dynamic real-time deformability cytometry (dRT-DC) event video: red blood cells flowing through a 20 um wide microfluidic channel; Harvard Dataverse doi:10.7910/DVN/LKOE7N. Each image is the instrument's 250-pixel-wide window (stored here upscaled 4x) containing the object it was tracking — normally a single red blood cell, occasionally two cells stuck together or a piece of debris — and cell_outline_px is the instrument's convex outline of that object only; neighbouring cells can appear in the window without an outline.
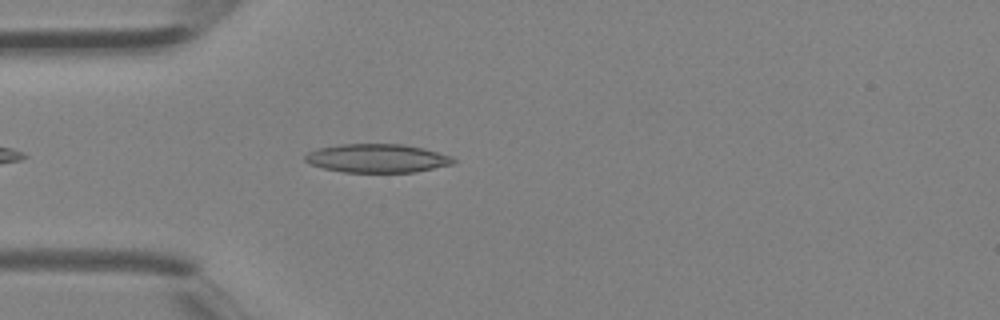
{"species": "Egyptian fruit bat (a non-hibernating species)", "species_latin": "Rousettus aegyptiacus", "temperature_condition": "room temperature", "stored_images_in_passage": 31, "camera_frame_rate_fps": 3000, "um_per_image_px": 0.085, "animal": {"sex": "female"}, "frame": {"image": 1, "passage_image": 3, "time_ms": 0.667, "image_size_px": [1000, 320], "cell_outline_px": [[456, 160], [452, 164], [416, 172], [344, 172], [324, 168], [308, 164], [304, 160], [304, 156], [308, 152], [320, 148], [340, 144], [400, 144], [424, 148], [452, 156]], "centroid_in_image_um": [32.05, 13.45], "position_along_channel_um": 52.9, "area_um2": 24.68}}
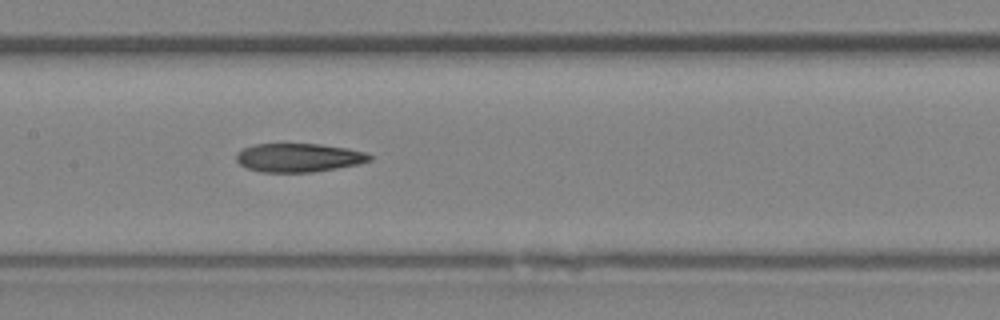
{"frame": {"image": 2, "passage_image": 11, "time_ms": 3.333, "image_size_px": [1000, 320], "cell_outline_px": [[372, 160], [360, 164], [312, 172], [260, 172], [248, 168], [240, 164], [236, 160], [236, 152], [252, 144], [320, 144], [348, 148], [364, 152], [372, 156]], "centroid_in_image_um": [25.39, 13.4], "position_along_channel_um": 182.0, "area_um2": 22.31}}
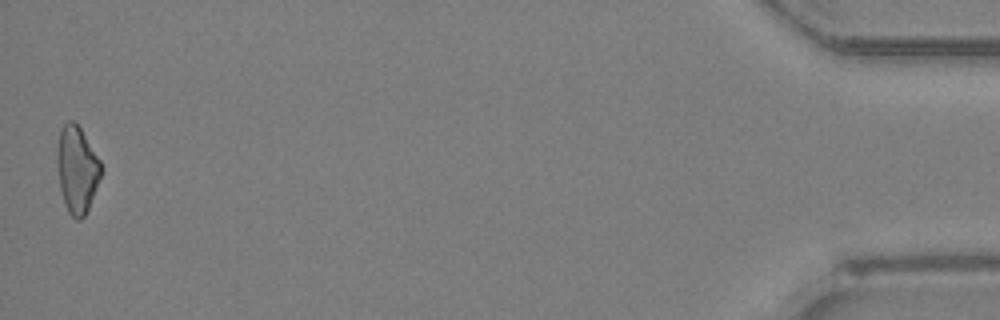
{"frame": {"image": 3, "passage_image": 31, "time_ms": 10.0, "image_size_px": [1000, 320], "cell_outline_px": [[100, 176], [88, 208], [84, 216], [80, 220], [76, 220], [68, 212], [64, 204], [60, 188], [56, 160], [56, 148], [60, 128], [68, 120], [72, 120], [80, 128], [100, 160]], "centroid_in_image_um": [6.5, 14.39], "position_along_channel_um": 428.7, "area_um2": 22.02}}